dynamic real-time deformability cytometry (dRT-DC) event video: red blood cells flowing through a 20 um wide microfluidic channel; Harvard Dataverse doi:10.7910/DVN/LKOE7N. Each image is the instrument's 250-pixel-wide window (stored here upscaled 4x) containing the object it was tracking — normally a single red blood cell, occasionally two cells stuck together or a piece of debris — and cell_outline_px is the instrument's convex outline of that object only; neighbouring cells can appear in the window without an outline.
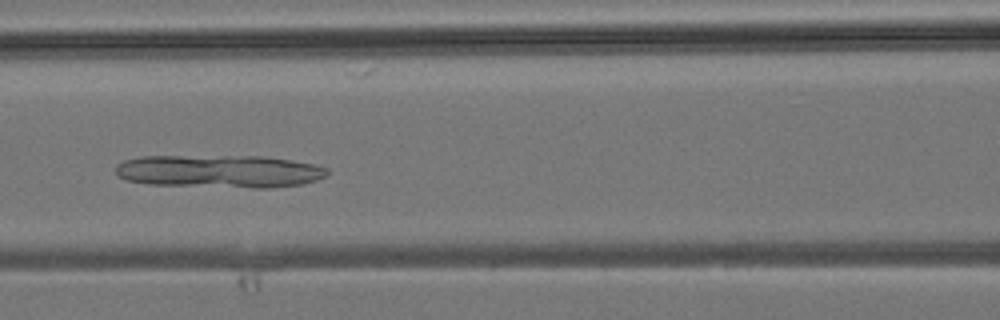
{"species": "common noctule bat (a hibernating species)", "species_latin": "Nyctalus noctula", "temperature_condition": "room temperature", "stored_images_in_passage": 29, "camera_frame_rate_fps": 3000, "um_per_image_px": 0.085, "animal": {"sex": "male", "body_mass_g": 19.2, "forearm_length_mm": 51.8}, "frame": {"image": 1, "passage_image": 6, "time_ms": 1.667, "image_size_px": [1000, 320], "cell_outline_px": [[328, 176], [304, 184], [268, 188], [252, 188], [148, 184], [128, 180], [116, 176], [116, 164], [124, 160], [140, 156], [264, 156], [292, 160], [316, 164], [328, 168]], "centroid_in_image_um": [18.68, 14.56], "position_along_channel_um": 147.9, "area_um2": 40.98}}
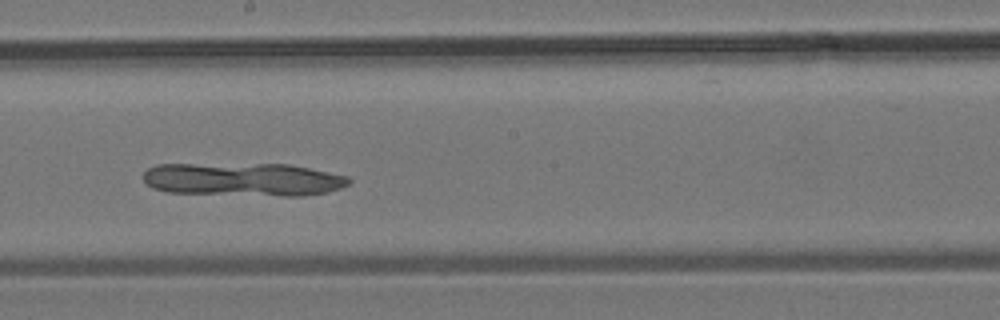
{"frame": {"image": 2, "passage_image": 11, "time_ms": 3.333, "image_size_px": [1000, 320], "cell_outline_px": [[352, 180], [348, 184], [340, 188], [328, 192], [304, 196], [284, 196], [168, 192], [152, 188], [144, 180], [144, 172], [148, 168], [156, 164], [288, 164], [348, 176]], "centroid_in_image_um": [20.68, 15.25], "position_along_channel_um": 227.5, "area_um2": 39.88}}
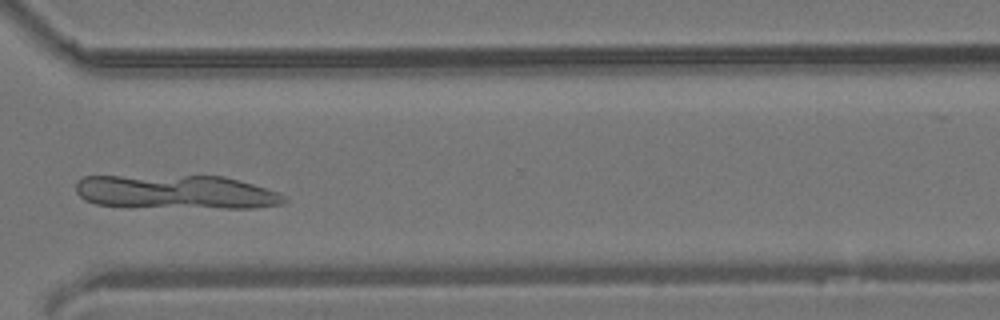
{"frame": {"image": 3, "passage_image": 19, "time_ms": 6.0, "image_size_px": [1000, 320], "cell_outline_px": [[288, 200], [284, 204], [252, 208], [224, 208], [96, 204], [84, 200], [76, 192], [76, 184], [84, 176], [224, 176], [240, 180], [280, 192]], "centroid_in_image_um": [15.04, 16.31], "position_along_channel_um": 355.6, "area_um2": 40.81}}